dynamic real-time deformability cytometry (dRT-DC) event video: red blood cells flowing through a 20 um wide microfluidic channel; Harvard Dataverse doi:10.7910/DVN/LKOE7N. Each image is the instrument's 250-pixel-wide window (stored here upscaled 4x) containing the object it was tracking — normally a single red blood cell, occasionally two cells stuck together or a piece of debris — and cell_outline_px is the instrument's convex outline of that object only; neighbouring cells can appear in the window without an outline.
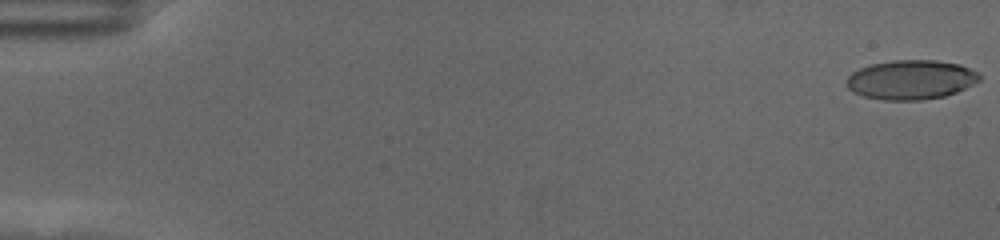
{"species": "human", "species_latin": "Homo sapiens", "temperature_condition": "cold", "stored_images_in_passage": 59, "camera_frame_rate_fps": 3000, "um_per_image_px": 0.085, "donor": {"sex": "female"}, "frame": {"image": 1, "passage_image": 1, "time_ms": 0.0, "image_size_px": [1000, 240], "cell_outline_px": [[980, 80], [956, 92], [944, 96], [920, 100], [884, 100], [864, 96], [852, 92], [844, 84], [848, 76], [852, 72], [860, 68], [872, 64], [892, 60], [936, 60], [960, 64], [972, 68], [980, 72]], "centroid_in_image_um": [77.43, 6.77], "position_along_channel_um": 7.6, "area_um2": 30.69}}
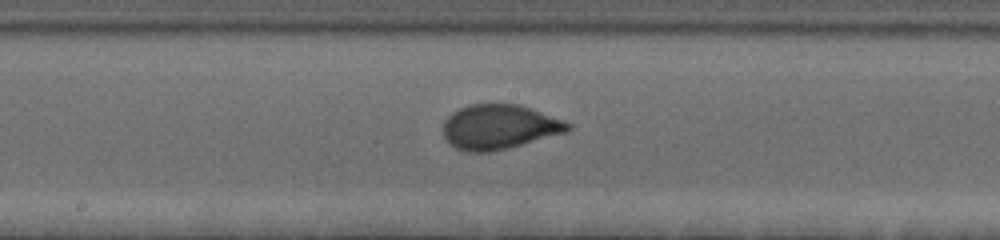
{"frame": {"image": 2, "passage_image": 32, "time_ms": 10.333, "image_size_px": [1000, 240], "cell_outline_px": [[572, 128], [568, 132], [508, 148], [488, 152], [468, 152], [456, 148], [444, 140], [440, 128], [444, 120], [452, 112], [468, 104], [520, 104], [532, 108], [572, 124]], "centroid_in_image_um": [42.39, 10.79], "position_along_channel_um": 205.8, "area_um2": 32.89}}
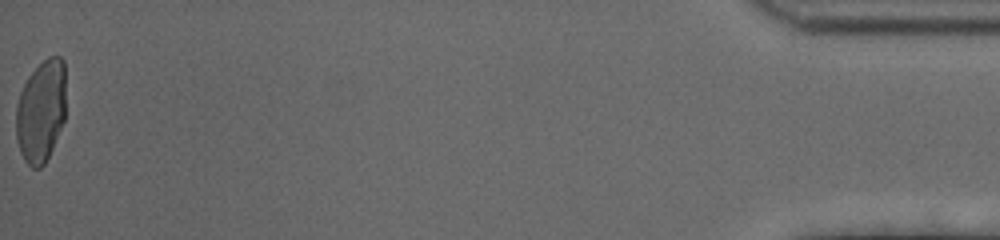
{"frame": {"image": 3, "passage_image": 59, "time_ms": 19.333, "image_size_px": [1000, 240], "cell_outline_px": [[64, 120], [52, 148], [44, 164], [40, 168], [32, 168], [24, 160], [20, 152], [16, 140], [16, 104], [20, 92], [28, 76], [48, 56], [60, 56], [64, 60]], "centroid_in_image_um": [3.46, 9.45], "position_along_channel_um": 431.7, "area_um2": 29.59}, "authors_computed_cell_mechanics": {"area_um2": 31.6166, "velocity_mm_per_s": 3.5233, "shape_relaxation_time_tau1_ms": 5.3813, "shape_relaxation_time_tau2_ms": null, "deformation_change_tau1": 0.2017, "deformation_change_tau2": null}}